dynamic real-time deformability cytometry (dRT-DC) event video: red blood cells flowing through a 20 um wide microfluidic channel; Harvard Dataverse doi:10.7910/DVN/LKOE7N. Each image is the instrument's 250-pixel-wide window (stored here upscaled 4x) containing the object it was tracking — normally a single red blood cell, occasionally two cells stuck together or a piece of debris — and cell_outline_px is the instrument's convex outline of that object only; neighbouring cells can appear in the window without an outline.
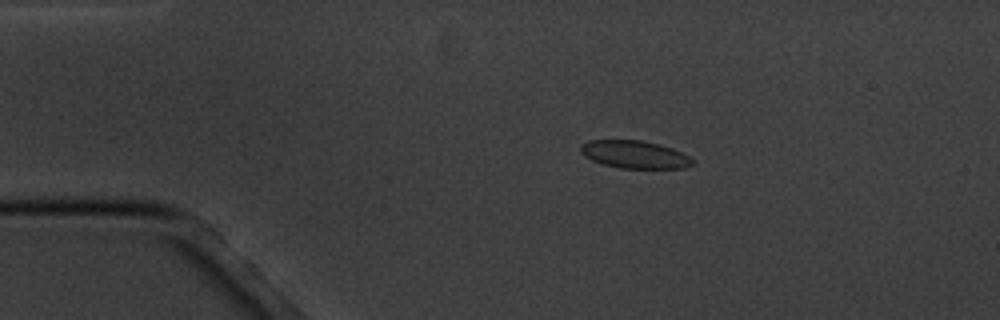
{"species": "common noctule bat (a hibernating species)", "species_latin": "Nyctalus noctula", "temperature_condition": "cold", "stored_images_in_passage": 8, "camera_frame_rate_fps": 3000, "um_per_image_px": 0.085, "animal": {"sex": "male", "body_mass_g": 20.1, "forearm_length_mm": 53.5}, "frame": {"image": 1, "passage_image": 3, "time_ms": 2.333, "image_size_px": [1000, 320], "cell_outline_px": [[692, 164], [684, 168], [620, 168], [604, 164], [592, 160], [584, 156], [580, 152], [580, 144], [588, 140], [640, 140], [660, 144], [672, 148], [688, 156], [692, 160]], "centroid_in_image_um": [53.89, 13.12], "position_along_channel_um": 31.1, "area_um2": 17.98}}
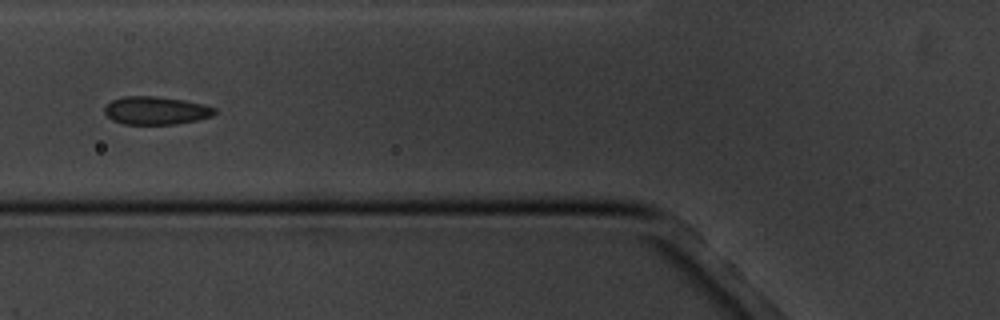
{"frame": {"image": 2, "passage_image": 6, "time_ms": 6.0, "image_size_px": [1000, 320], "cell_outline_px": [[216, 112], [212, 116], [196, 120], [176, 124], [124, 124], [112, 120], [104, 112], [104, 108], [112, 100], [124, 96], [156, 96], [184, 100], [204, 104], [216, 108]], "centroid_in_image_um": [13.26, 9.39], "position_along_channel_um": 112.5, "area_um2": 17.98}}
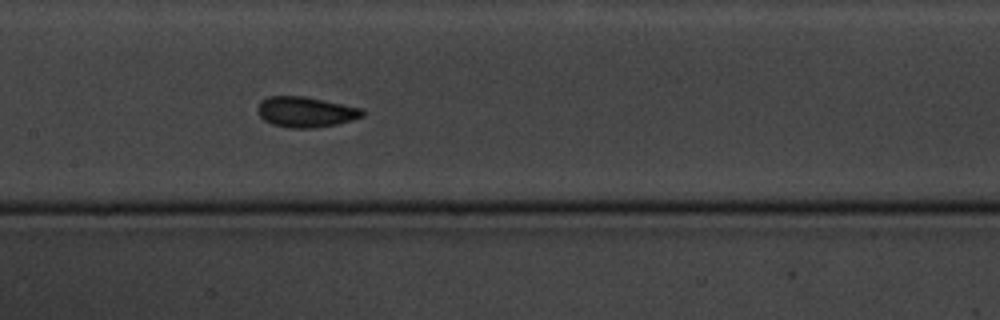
{"frame": {"image": 3, "passage_image": 8, "time_ms": 8.0, "image_size_px": [1000, 320], "cell_outline_px": [[364, 116], [352, 120], [336, 124], [312, 128], [288, 128], [272, 124], [264, 120], [260, 116], [256, 108], [260, 100], [268, 96], [304, 96], [364, 108]], "centroid_in_image_um": [25.97, 9.51], "position_along_channel_um": 181.4, "area_um2": 18.79}}